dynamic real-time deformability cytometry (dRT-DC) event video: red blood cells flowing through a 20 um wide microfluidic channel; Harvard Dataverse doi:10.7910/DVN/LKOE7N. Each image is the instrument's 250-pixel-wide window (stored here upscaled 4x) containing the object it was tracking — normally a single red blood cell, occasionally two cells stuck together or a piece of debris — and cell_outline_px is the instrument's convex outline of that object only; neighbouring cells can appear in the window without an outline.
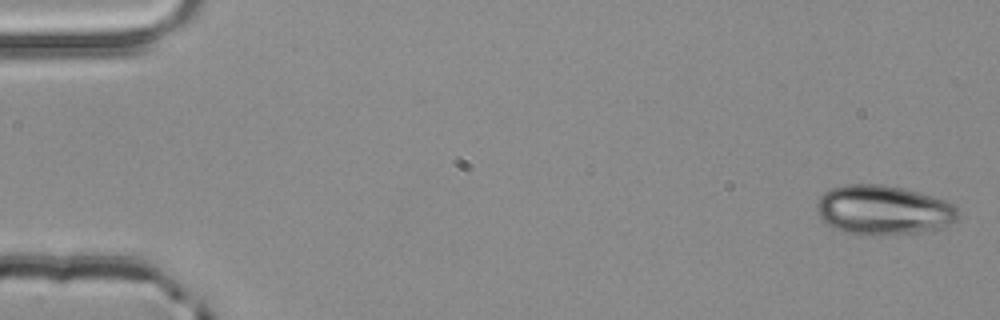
{"species": "common noctule bat (a hibernating species)", "species_latin": "Nyctalus noctula", "temperature_condition": "room temperature", "stored_images_in_passage": 4, "camera_frame_rate_fps": 3000, "um_per_image_px": 0.085, "animal": {"sex": "male", "body_mass_g": 20.4}, "frame": {"image": 1, "passage_image": 1, "time_ms": 0.0, "image_size_px": [1000, 320], "cell_outline_px": [[960, 212], [956, 220], [952, 224], [944, 228], [920, 232], [848, 232], [836, 228], [828, 224], [820, 216], [816, 208], [816, 204], [820, 196], [824, 192], [832, 188], [844, 184], [884, 184], [904, 188], [932, 196], [956, 204]], "centroid_in_image_um": [75.15, 17.8], "position_along_channel_um": 9.9, "area_um2": 40.06}}
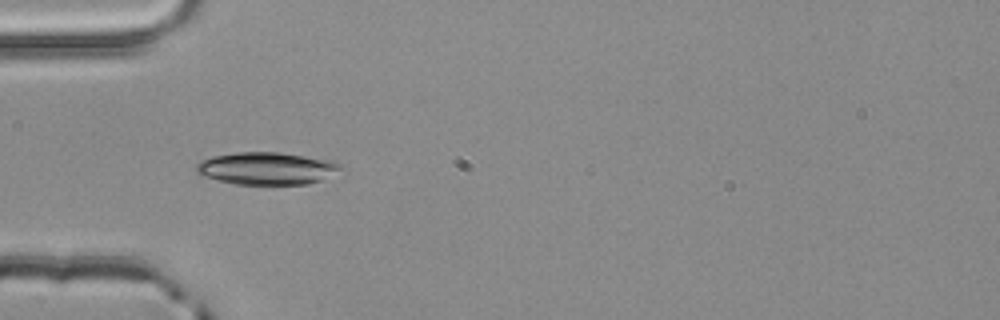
{"frame": {"image": 2, "passage_image": 4, "time_ms": 1.0, "image_size_px": [1000, 320], "cell_outline_px": [[344, 168], [320, 180], [308, 184], [232, 184], [216, 180], [204, 176], [196, 172], [196, 164], [212, 156], [236, 152], [280, 152], [332, 160], [340, 164]], "centroid_in_image_um": [22.67, 14.31], "position_along_channel_um": 62.3, "area_um2": 27.22}}